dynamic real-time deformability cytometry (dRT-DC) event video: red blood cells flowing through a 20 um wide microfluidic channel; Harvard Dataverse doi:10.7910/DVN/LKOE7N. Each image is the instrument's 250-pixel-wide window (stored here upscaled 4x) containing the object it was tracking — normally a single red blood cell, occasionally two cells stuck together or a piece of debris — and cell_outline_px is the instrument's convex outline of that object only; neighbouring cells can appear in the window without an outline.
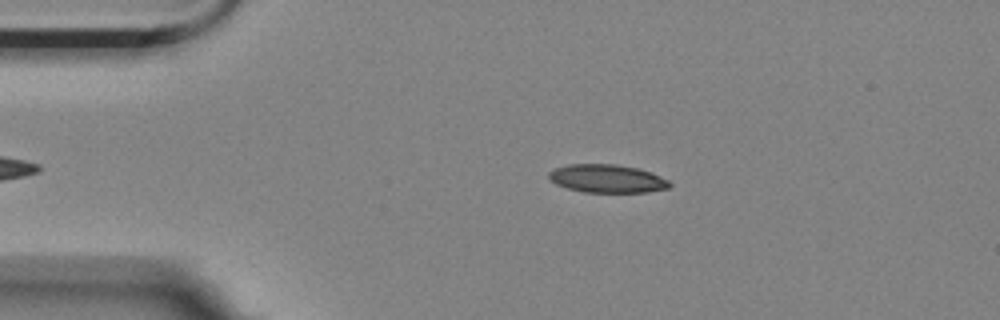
{"species": "Egyptian fruit bat (a non-hibernating species)", "species_latin": "Rousettus aegyptiacus", "temperature_condition": "room temperature", "stored_images_in_passage": 42, "camera_frame_rate_fps": 3000, "um_per_image_px": 0.085, "animal": {"sex": "female"}, "frame": {"image": 1, "passage_image": 4, "time_ms": 1.0, "image_size_px": [1000, 320], "cell_outline_px": [[672, 184], [668, 188], [648, 192], [584, 192], [568, 188], [556, 184], [548, 180], [548, 172], [556, 168], [568, 164], [616, 164], [636, 168], [652, 172], [668, 180]], "centroid_in_image_um": [51.59, 15.18], "position_along_channel_um": 33.4, "area_um2": 19.88}}
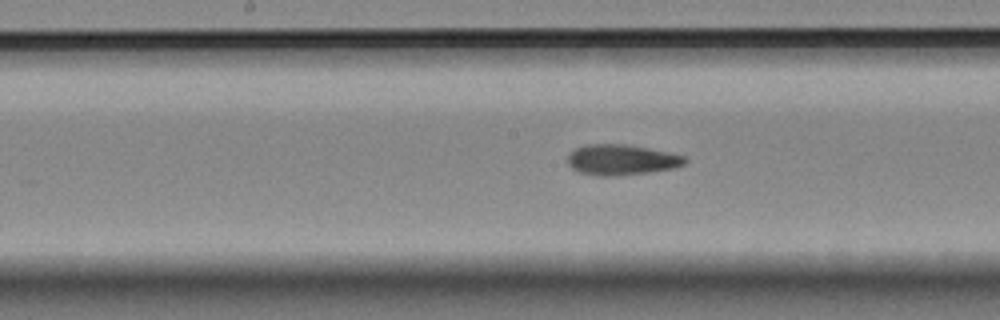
{"frame": {"image": 2, "passage_image": 21, "time_ms": 6.667, "image_size_px": [1000, 320], "cell_outline_px": [[688, 160], [684, 164], [672, 168], [644, 172], [608, 176], [600, 176], [580, 172], [572, 168], [568, 164], [568, 156], [576, 148], [584, 144], [624, 144], [648, 148], [668, 152], [684, 156]], "centroid_in_image_um": [52.8, 13.56], "position_along_channel_um": 195.4, "area_um2": 20.46}}
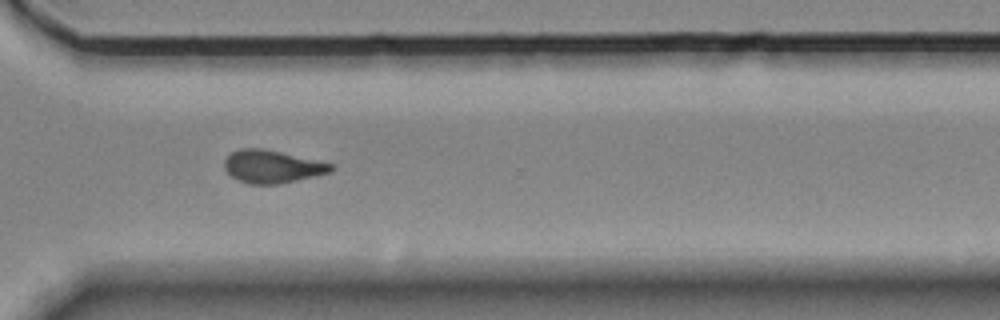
{"frame": {"image": 3, "passage_image": 34, "time_ms": 11.0, "image_size_px": [1000, 320], "cell_outline_px": [[332, 168], [328, 172], [280, 184], [248, 184], [236, 180], [224, 168], [224, 160], [232, 152], [240, 148], [260, 148], [280, 152], [332, 164]], "centroid_in_image_um": [23.04, 14.16], "position_along_channel_um": 347.6, "area_um2": 19.94}, "authors_computed_cell_mechanics": {"area_um2": 20.5768, "velocity_mm_per_s": 3.5143, "shape_relaxation_time_tau1_ms": 6.425, "shape_relaxation_time_tau2_ms": 2.2241, "deformation_change_tau1": 0.1882, "deformation_change_tau2": 0.0959}}